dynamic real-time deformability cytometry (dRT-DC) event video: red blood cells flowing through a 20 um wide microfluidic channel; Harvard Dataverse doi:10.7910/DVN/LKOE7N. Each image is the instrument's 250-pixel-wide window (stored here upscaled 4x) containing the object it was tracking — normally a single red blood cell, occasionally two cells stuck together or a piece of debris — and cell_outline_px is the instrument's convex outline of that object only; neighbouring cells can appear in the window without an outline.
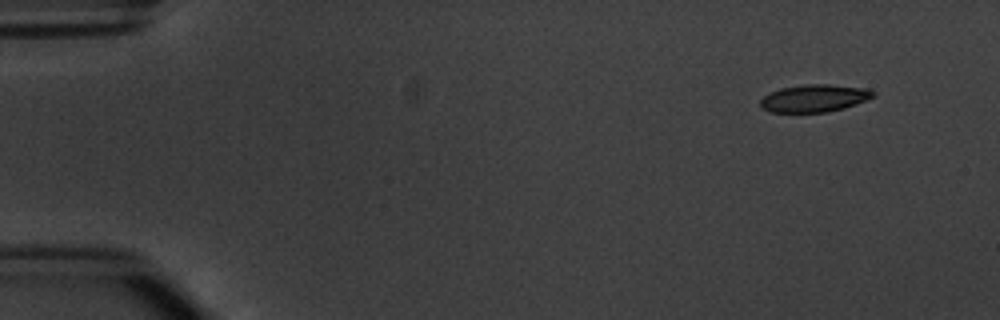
{"species": "common noctule bat (a hibernating species)", "species_latin": "Nyctalus noctula", "temperature_condition": "warm", "stored_images_in_passage": 5, "segment_of_instrument_passage": [1, 2], "camera_frame_rate_fps": 3000, "um_per_image_px": 0.085, "animal": {"sex": "male", "body_mass_g": 20.1, "forearm_length_mm": 53.5}, "frame": {"image": 1, "passage_image": 1, "time_ms": 0.0, "image_size_px": [1000, 320], "cell_outline_px": [[876, 96], [868, 100], [844, 108], [828, 112], [772, 112], [760, 108], [760, 100], [768, 92], [780, 88], [804, 84], [828, 84], [868, 88], [876, 92]], "centroid_in_image_um": [69.24, 8.34], "position_along_channel_um": 15.8, "area_um2": 18.38}}
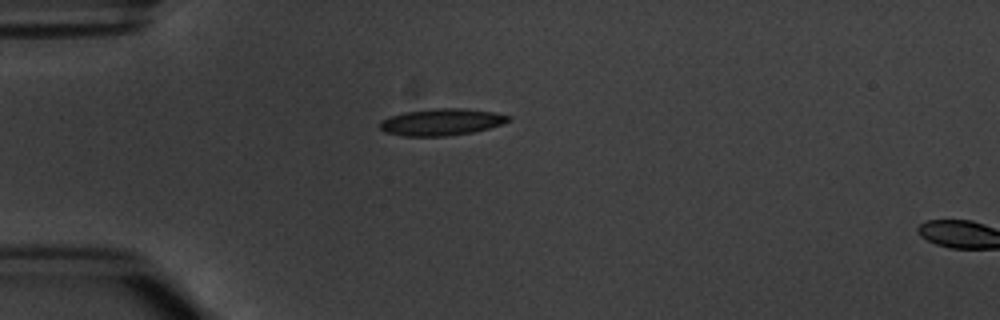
{"frame": {"image": 2, "passage_image": 4, "time_ms": 3.333, "image_size_px": [1000, 320], "cell_outline_px": [[512, 116], [508, 120], [500, 124], [488, 128], [472, 132], [444, 136], [404, 136], [384, 132], [380, 128], [380, 120], [404, 112], [436, 108], [464, 108], [492, 112]], "centroid_in_image_um": [37.49, 10.37], "position_along_channel_um": 47.5, "area_um2": 19.83}}